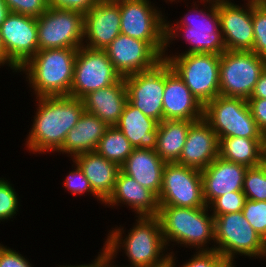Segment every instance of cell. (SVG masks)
Returning <instances> with one entry per match:
<instances>
[{"mask_svg": "<svg viewBox=\"0 0 266 267\" xmlns=\"http://www.w3.org/2000/svg\"><path fill=\"white\" fill-rule=\"evenodd\" d=\"M36 113L25 147L29 153L58 152L67 133L75 127L85 111L81 99L72 96L38 97ZM31 151V152H30Z\"/></svg>", "mask_w": 266, "mask_h": 267, "instance_id": "obj_1", "label": "cell"}, {"mask_svg": "<svg viewBox=\"0 0 266 267\" xmlns=\"http://www.w3.org/2000/svg\"><path fill=\"white\" fill-rule=\"evenodd\" d=\"M136 218L135 224L127 231L128 235L121 225L109 230L103 244L109 255L116 259L117 253L124 250L122 252L131 264L124 267H164L169 264L170 253L163 239L159 218L157 216H136Z\"/></svg>", "mask_w": 266, "mask_h": 267, "instance_id": "obj_2", "label": "cell"}, {"mask_svg": "<svg viewBox=\"0 0 266 267\" xmlns=\"http://www.w3.org/2000/svg\"><path fill=\"white\" fill-rule=\"evenodd\" d=\"M193 3L194 6L191 5L189 12L184 14L181 20L174 22L175 24L167 21L166 16L165 51H168V47L171 48L172 41L178 40L176 38L181 36L190 46L182 53L175 52V55L190 53L221 55L226 51V46L219 24L218 2L200 1L199 3L204 4L202 9H198L196 1Z\"/></svg>", "mask_w": 266, "mask_h": 267, "instance_id": "obj_3", "label": "cell"}, {"mask_svg": "<svg viewBox=\"0 0 266 267\" xmlns=\"http://www.w3.org/2000/svg\"><path fill=\"white\" fill-rule=\"evenodd\" d=\"M209 211L208 206L197 208L159 206L157 217L160 220L163 239L169 253L171 242L175 246L180 244L182 247H190L192 250L194 248L196 251H214V216ZM210 242L214 244L209 247Z\"/></svg>", "mask_w": 266, "mask_h": 267, "instance_id": "obj_4", "label": "cell"}, {"mask_svg": "<svg viewBox=\"0 0 266 267\" xmlns=\"http://www.w3.org/2000/svg\"><path fill=\"white\" fill-rule=\"evenodd\" d=\"M77 51L74 48L38 50L18 70V73L26 74L25 79L34 90L35 98L70 96Z\"/></svg>", "mask_w": 266, "mask_h": 267, "instance_id": "obj_5", "label": "cell"}, {"mask_svg": "<svg viewBox=\"0 0 266 267\" xmlns=\"http://www.w3.org/2000/svg\"><path fill=\"white\" fill-rule=\"evenodd\" d=\"M163 60L179 75L191 93L204 106L220 95V55L210 53L168 54Z\"/></svg>", "mask_w": 266, "mask_h": 267, "instance_id": "obj_6", "label": "cell"}, {"mask_svg": "<svg viewBox=\"0 0 266 267\" xmlns=\"http://www.w3.org/2000/svg\"><path fill=\"white\" fill-rule=\"evenodd\" d=\"M215 249L224 258L236 255L266 259V241L253 229L242 211L214 216Z\"/></svg>", "mask_w": 266, "mask_h": 267, "instance_id": "obj_7", "label": "cell"}, {"mask_svg": "<svg viewBox=\"0 0 266 267\" xmlns=\"http://www.w3.org/2000/svg\"><path fill=\"white\" fill-rule=\"evenodd\" d=\"M203 119L217 134L225 137L266 139L252 117L248 102L243 98L217 96L204 105Z\"/></svg>", "mask_w": 266, "mask_h": 267, "instance_id": "obj_8", "label": "cell"}, {"mask_svg": "<svg viewBox=\"0 0 266 267\" xmlns=\"http://www.w3.org/2000/svg\"><path fill=\"white\" fill-rule=\"evenodd\" d=\"M265 68L266 59L252 51H224L219 63L220 95L248 100Z\"/></svg>", "mask_w": 266, "mask_h": 267, "instance_id": "obj_9", "label": "cell"}, {"mask_svg": "<svg viewBox=\"0 0 266 267\" xmlns=\"http://www.w3.org/2000/svg\"><path fill=\"white\" fill-rule=\"evenodd\" d=\"M120 16L121 34L148 42L163 57L166 15L155 3L150 0H120Z\"/></svg>", "mask_w": 266, "mask_h": 267, "instance_id": "obj_10", "label": "cell"}, {"mask_svg": "<svg viewBox=\"0 0 266 267\" xmlns=\"http://www.w3.org/2000/svg\"><path fill=\"white\" fill-rule=\"evenodd\" d=\"M39 50L83 46L84 14L76 10L49 7L36 18Z\"/></svg>", "mask_w": 266, "mask_h": 267, "instance_id": "obj_11", "label": "cell"}, {"mask_svg": "<svg viewBox=\"0 0 266 267\" xmlns=\"http://www.w3.org/2000/svg\"><path fill=\"white\" fill-rule=\"evenodd\" d=\"M158 203L159 206L184 208L207 206L203 198L201 171L176 162L166 163Z\"/></svg>", "mask_w": 266, "mask_h": 267, "instance_id": "obj_12", "label": "cell"}, {"mask_svg": "<svg viewBox=\"0 0 266 267\" xmlns=\"http://www.w3.org/2000/svg\"><path fill=\"white\" fill-rule=\"evenodd\" d=\"M120 78L104 50L81 46L75 59L70 96L82 100L87 94L108 87Z\"/></svg>", "mask_w": 266, "mask_h": 267, "instance_id": "obj_13", "label": "cell"}, {"mask_svg": "<svg viewBox=\"0 0 266 267\" xmlns=\"http://www.w3.org/2000/svg\"><path fill=\"white\" fill-rule=\"evenodd\" d=\"M36 18L10 12L0 25L6 66L12 72L24 66L39 50Z\"/></svg>", "mask_w": 266, "mask_h": 267, "instance_id": "obj_14", "label": "cell"}, {"mask_svg": "<svg viewBox=\"0 0 266 267\" xmlns=\"http://www.w3.org/2000/svg\"><path fill=\"white\" fill-rule=\"evenodd\" d=\"M128 101L144 115L158 123L163 121V93L165 89V61L151 70L124 77Z\"/></svg>", "mask_w": 266, "mask_h": 267, "instance_id": "obj_15", "label": "cell"}, {"mask_svg": "<svg viewBox=\"0 0 266 267\" xmlns=\"http://www.w3.org/2000/svg\"><path fill=\"white\" fill-rule=\"evenodd\" d=\"M104 51L121 77L151 70L163 61L148 42L121 33Z\"/></svg>", "mask_w": 266, "mask_h": 267, "instance_id": "obj_16", "label": "cell"}, {"mask_svg": "<svg viewBox=\"0 0 266 267\" xmlns=\"http://www.w3.org/2000/svg\"><path fill=\"white\" fill-rule=\"evenodd\" d=\"M223 0L218 2L220 29L226 50L252 51L254 30L252 22V0H245L244 6Z\"/></svg>", "mask_w": 266, "mask_h": 267, "instance_id": "obj_17", "label": "cell"}, {"mask_svg": "<svg viewBox=\"0 0 266 267\" xmlns=\"http://www.w3.org/2000/svg\"><path fill=\"white\" fill-rule=\"evenodd\" d=\"M120 0L97 2L84 13L83 46L104 50L120 32Z\"/></svg>", "mask_w": 266, "mask_h": 267, "instance_id": "obj_18", "label": "cell"}, {"mask_svg": "<svg viewBox=\"0 0 266 267\" xmlns=\"http://www.w3.org/2000/svg\"><path fill=\"white\" fill-rule=\"evenodd\" d=\"M162 105L163 120L198 121L203 118L204 106L166 61Z\"/></svg>", "mask_w": 266, "mask_h": 267, "instance_id": "obj_19", "label": "cell"}, {"mask_svg": "<svg viewBox=\"0 0 266 267\" xmlns=\"http://www.w3.org/2000/svg\"><path fill=\"white\" fill-rule=\"evenodd\" d=\"M219 156V139L211 126L202 118L189 128L181 156L180 165L203 170Z\"/></svg>", "mask_w": 266, "mask_h": 267, "instance_id": "obj_20", "label": "cell"}, {"mask_svg": "<svg viewBox=\"0 0 266 267\" xmlns=\"http://www.w3.org/2000/svg\"><path fill=\"white\" fill-rule=\"evenodd\" d=\"M248 167L224 160L218 156L201 170L203 198L209 206L216 198L229 192L242 191Z\"/></svg>", "mask_w": 266, "mask_h": 267, "instance_id": "obj_21", "label": "cell"}, {"mask_svg": "<svg viewBox=\"0 0 266 267\" xmlns=\"http://www.w3.org/2000/svg\"><path fill=\"white\" fill-rule=\"evenodd\" d=\"M120 204L133 209L132 212H135L137 217L157 216L159 212L158 197L121 170L117 174L113 192L104 202V206L112 208Z\"/></svg>", "mask_w": 266, "mask_h": 267, "instance_id": "obj_22", "label": "cell"}, {"mask_svg": "<svg viewBox=\"0 0 266 267\" xmlns=\"http://www.w3.org/2000/svg\"><path fill=\"white\" fill-rule=\"evenodd\" d=\"M82 101L86 112L96 115L108 126L116 125L128 101L124 77L108 87L87 94Z\"/></svg>", "mask_w": 266, "mask_h": 267, "instance_id": "obj_23", "label": "cell"}, {"mask_svg": "<svg viewBox=\"0 0 266 267\" xmlns=\"http://www.w3.org/2000/svg\"><path fill=\"white\" fill-rule=\"evenodd\" d=\"M164 162L154 149L134 148L120 170L157 197L162 188Z\"/></svg>", "mask_w": 266, "mask_h": 267, "instance_id": "obj_24", "label": "cell"}, {"mask_svg": "<svg viewBox=\"0 0 266 267\" xmlns=\"http://www.w3.org/2000/svg\"><path fill=\"white\" fill-rule=\"evenodd\" d=\"M72 161L83 171L93 192L105 202L113 192L120 167L96 151L78 154Z\"/></svg>", "mask_w": 266, "mask_h": 267, "instance_id": "obj_25", "label": "cell"}, {"mask_svg": "<svg viewBox=\"0 0 266 267\" xmlns=\"http://www.w3.org/2000/svg\"><path fill=\"white\" fill-rule=\"evenodd\" d=\"M108 125L96 115L83 112L80 119L66 135L58 153L74 158L78 154L96 151Z\"/></svg>", "mask_w": 266, "mask_h": 267, "instance_id": "obj_26", "label": "cell"}, {"mask_svg": "<svg viewBox=\"0 0 266 267\" xmlns=\"http://www.w3.org/2000/svg\"><path fill=\"white\" fill-rule=\"evenodd\" d=\"M158 122L127 101L118 123L115 125L134 148L156 149Z\"/></svg>", "mask_w": 266, "mask_h": 267, "instance_id": "obj_27", "label": "cell"}, {"mask_svg": "<svg viewBox=\"0 0 266 267\" xmlns=\"http://www.w3.org/2000/svg\"><path fill=\"white\" fill-rule=\"evenodd\" d=\"M194 121L163 120L158 123L156 153L166 163L179 160L186 142L190 125Z\"/></svg>", "mask_w": 266, "mask_h": 267, "instance_id": "obj_28", "label": "cell"}, {"mask_svg": "<svg viewBox=\"0 0 266 267\" xmlns=\"http://www.w3.org/2000/svg\"><path fill=\"white\" fill-rule=\"evenodd\" d=\"M266 139L225 137L219 139V156L224 160L254 167L262 164V151Z\"/></svg>", "mask_w": 266, "mask_h": 267, "instance_id": "obj_29", "label": "cell"}, {"mask_svg": "<svg viewBox=\"0 0 266 267\" xmlns=\"http://www.w3.org/2000/svg\"><path fill=\"white\" fill-rule=\"evenodd\" d=\"M134 147L124 134L114 125L108 126L100 139L96 152L119 167L132 153Z\"/></svg>", "mask_w": 266, "mask_h": 267, "instance_id": "obj_30", "label": "cell"}, {"mask_svg": "<svg viewBox=\"0 0 266 267\" xmlns=\"http://www.w3.org/2000/svg\"><path fill=\"white\" fill-rule=\"evenodd\" d=\"M254 44L252 52L266 59V2L252 0Z\"/></svg>", "mask_w": 266, "mask_h": 267, "instance_id": "obj_31", "label": "cell"}, {"mask_svg": "<svg viewBox=\"0 0 266 267\" xmlns=\"http://www.w3.org/2000/svg\"><path fill=\"white\" fill-rule=\"evenodd\" d=\"M242 191L246 199L266 201V169L262 164L247 169Z\"/></svg>", "mask_w": 266, "mask_h": 267, "instance_id": "obj_32", "label": "cell"}, {"mask_svg": "<svg viewBox=\"0 0 266 267\" xmlns=\"http://www.w3.org/2000/svg\"><path fill=\"white\" fill-rule=\"evenodd\" d=\"M12 186L10 181L0 177V223L13 219L21 206L20 198Z\"/></svg>", "mask_w": 266, "mask_h": 267, "instance_id": "obj_33", "label": "cell"}, {"mask_svg": "<svg viewBox=\"0 0 266 267\" xmlns=\"http://www.w3.org/2000/svg\"><path fill=\"white\" fill-rule=\"evenodd\" d=\"M245 202L243 191H234L216 198L208 207L213 216H219L242 211Z\"/></svg>", "mask_w": 266, "mask_h": 267, "instance_id": "obj_34", "label": "cell"}, {"mask_svg": "<svg viewBox=\"0 0 266 267\" xmlns=\"http://www.w3.org/2000/svg\"><path fill=\"white\" fill-rule=\"evenodd\" d=\"M242 214L253 229L266 241V201L246 199Z\"/></svg>", "mask_w": 266, "mask_h": 267, "instance_id": "obj_35", "label": "cell"}, {"mask_svg": "<svg viewBox=\"0 0 266 267\" xmlns=\"http://www.w3.org/2000/svg\"><path fill=\"white\" fill-rule=\"evenodd\" d=\"M72 165L74 166V169L72 168V170L69 171V174L66 175L63 187L71 193L70 195L78 196L79 194L80 196H83L84 193H89L97 199V202L101 201L99 203L104 204V202H102V200L93 192L90 182L87 180L79 166L75 162H73Z\"/></svg>", "mask_w": 266, "mask_h": 267, "instance_id": "obj_36", "label": "cell"}, {"mask_svg": "<svg viewBox=\"0 0 266 267\" xmlns=\"http://www.w3.org/2000/svg\"><path fill=\"white\" fill-rule=\"evenodd\" d=\"M10 12L38 18L48 8V0H4Z\"/></svg>", "mask_w": 266, "mask_h": 267, "instance_id": "obj_37", "label": "cell"}, {"mask_svg": "<svg viewBox=\"0 0 266 267\" xmlns=\"http://www.w3.org/2000/svg\"><path fill=\"white\" fill-rule=\"evenodd\" d=\"M223 257L217 251H195L194 255L181 265V267H216V264ZM174 251L170 252L169 264L171 267H177ZM180 267V266H179Z\"/></svg>", "mask_w": 266, "mask_h": 267, "instance_id": "obj_38", "label": "cell"}, {"mask_svg": "<svg viewBox=\"0 0 266 267\" xmlns=\"http://www.w3.org/2000/svg\"><path fill=\"white\" fill-rule=\"evenodd\" d=\"M25 256L0 243V267H33Z\"/></svg>", "mask_w": 266, "mask_h": 267, "instance_id": "obj_39", "label": "cell"}, {"mask_svg": "<svg viewBox=\"0 0 266 267\" xmlns=\"http://www.w3.org/2000/svg\"><path fill=\"white\" fill-rule=\"evenodd\" d=\"M247 102L258 129L266 137V99L249 98Z\"/></svg>", "mask_w": 266, "mask_h": 267, "instance_id": "obj_40", "label": "cell"}, {"mask_svg": "<svg viewBox=\"0 0 266 267\" xmlns=\"http://www.w3.org/2000/svg\"><path fill=\"white\" fill-rule=\"evenodd\" d=\"M97 0H48L49 7L88 12L97 4Z\"/></svg>", "mask_w": 266, "mask_h": 267, "instance_id": "obj_41", "label": "cell"}, {"mask_svg": "<svg viewBox=\"0 0 266 267\" xmlns=\"http://www.w3.org/2000/svg\"><path fill=\"white\" fill-rule=\"evenodd\" d=\"M250 98L266 99V68L261 73Z\"/></svg>", "mask_w": 266, "mask_h": 267, "instance_id": "obj_42", "label": "cell"}, {"mask_svg": "<svg viewBox=\"0 0 266 267\" xmlns=\"http://www.w3.org/2000/svg\"><path fill=\"white\" fill-rule=\"evenodd\" d=\"M97 267H124L116 265L114 259L109 255L106 248L103 246L97 256Z\"/></svg>", "mask_w": 266, "mask_h": 267, "instance_id": "obj_43", "label": "cell"}, {"mask_svg": "<svg viewBox=\"0 0 266 267\" xmlns=\"http://www.w3.org/2000/svg\"><path fill=\"white\" fill-rule=\"evenodd\" d=\"M10 13L9 8L5 4L4 0H0V25L6 19L7 15Z\"/></svg>", "mask_w": 266, "mask_h": 267, "instance_id": "obj_44", "label": "cell"}, {"mask_svg": "<svg viewBox=\"0 0 266 267\" xmlns=\"http://www.w3.org/2000/svg\"><path fill=\"white\" fill-rule=\"evenodd\" d=\"M234 258H222L217 264L216 267H236V261Z\"/></svg>", "mask_w": 266, "mask_h": 267, "instance_id": "obj_45", "label": "cell"}, {"mask_svg": "<svg viewBox=\"0 0 266 267\" xmlns=\"http://www.w3.org/2000/svg\"><path fill=\"white\" fill-rule=\"evenodd\" d=\"M6 65V55L5 50L3 48V43L0 35V68L1 66L4 67Z\"/></svg>", "mask_w": 266, "mask_h": 267, "instance_id": "obj_46", "label": "cell"}, {"mask_svg": "<svg viewBox=\"0 0 266 267\" xmlns=\"http://www.w3.org/2000/svg\"><path fill=\"white\" fill-rule=\"evenodd\" d=\"M59 267H97V257L92 261V263L89 264H81V265H58Z\"/></svg>", "mask_w": 266, "mask_h": 267, "instance_id": "obj_47", "label": "cell"}, {"mask_svg": "<svg viewBox=\"0 0 266 267\" xmlns=\"http://www.w3.org/2000/svg\"><path fill=\"white\" fill-rule=\"evenodd\" d=\"M262 165L266 169V142L264 144V148H263V151H262Z\"/></svg>", "mask_w": 266, "mask_h": 267, "instance_id": "obj_48", "label": "cell"}, {"mask_svg": "<svg viewBox=\"0 0 266 267\" xmlns=\"http://www.w3.org/2000/svg\"><path fill=\"white\" fill-rule=\"evenodd\" d=\"M181 1H183V0H181ZM185 1V0H184ZM200 1H212V2H220V1H223V0H200ZM169 2H179V0H171V1H169ZM197 2H199V0L197 1Z\"/></svg>", "mask_w": 266, "mask_h": 267, "instance_id": "obj_49", "label": "cell"}, {"mask_svg": "<svg viewBox=\"0 0 266 267\" xmlns=\"http://www.w3.org/2000/svg\"><path fill=\"white\" fill-rule=\"evenodd\" d=\"M98 2L117 1V0H97Z\"/></svg>", "mask_w": 266, "mask_h": 267, "instance_id": "obj_50", "label": "cell"}]
</instances>
